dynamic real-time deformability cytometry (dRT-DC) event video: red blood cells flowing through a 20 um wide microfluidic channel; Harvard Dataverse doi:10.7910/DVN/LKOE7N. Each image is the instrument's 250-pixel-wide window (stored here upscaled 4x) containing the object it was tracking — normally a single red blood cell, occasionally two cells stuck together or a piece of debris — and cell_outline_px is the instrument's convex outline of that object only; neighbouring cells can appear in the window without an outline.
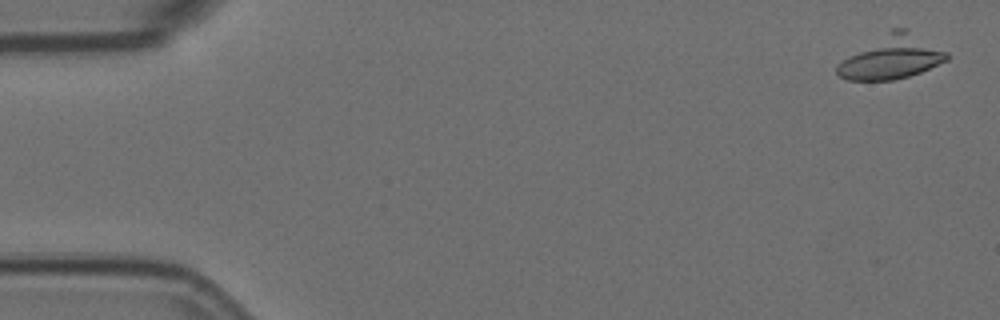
{"species": "Egyptian fruit bat (a non-hibernating species)", "species_latin": "Rousettus aegyptiacus", "temperature_condition": "room temperature", "stored_images_in_passage": 4, "camera_frame_rate_fps": 3000, "um_per_image_px": 0.085, "animal": {"sex": "female"}, "frame": {"image": 1, "passage_image": 1, "time_ms": 0.0, "image_size_px": [1000, 320], "cell_outline_px": [[948, 60], [920, 72], [908, 76], [892, 80], [848, 80], [840, 76], [836, 72], [836, 64], [848, 56], [892, 28], [908, 28], [948, 52]], "centroid_in_image_um": [75.81, 4.86], "position_along_channel_um": 9.2, "area_um2": 27.51}}
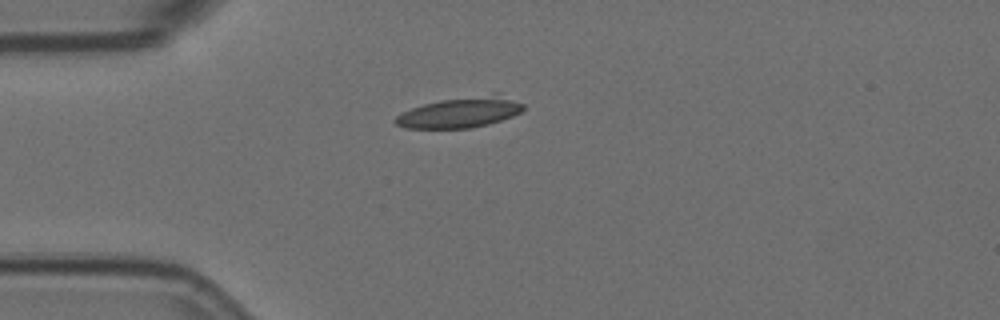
{"frame": {"image": 2, "passage_image": 4, "time_ms": 1.0, "image_size_px": [1000, 320], "cell_outline_px": [[524, 108], [520, 112], [512, 116], [488, 124], [472, 128], [404, 128], [396, 124], [392, 120], [396, 116], [412, 108], [424, 104], [440, 100], [492, 92], [500, 92], [524, 104]], "centroid_in_image_um": [39.17, 9.52], "position_along_channel_um": 45.8, "area_um2": 23.12}}